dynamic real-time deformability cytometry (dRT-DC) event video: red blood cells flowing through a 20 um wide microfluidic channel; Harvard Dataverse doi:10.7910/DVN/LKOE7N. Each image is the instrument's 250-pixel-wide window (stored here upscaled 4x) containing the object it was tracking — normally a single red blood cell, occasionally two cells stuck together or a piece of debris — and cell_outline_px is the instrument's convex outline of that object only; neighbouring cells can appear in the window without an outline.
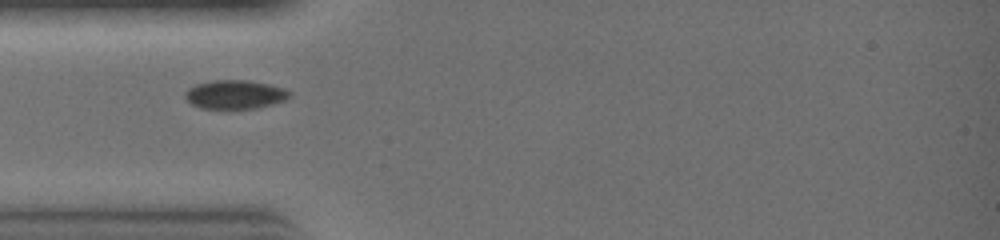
{"species": "common noctule bat (a hibernating species)", "species_latin": "Nyctalus noctula", "temperature_condition": "warm", "stored_images_in_passage": 22, "camera_frame_rate_fps": 3000, "um_per_image_px": 0.085, "animal": {"sex": "female", "body_mass_g": 19.0, "forearm_length_mm": 51.5}, "frame": {"image": 1, "passage_image": 1, "time_ms": 0.0, "image_size_px": [1000, 240], "cell_outline_px": [[292, 96], [284, 100], [272, 104], [256, 108], [200, 108], [192, 104], [184, 96], [184, 92], [188, 88], [196, 84], [212, 80], [248, 80], [268, 84], [284, 88], [292, 92]], "centroid_in_image_um": [19.98, 8.02], "position_along_channel_um": 65.0, "area_um2": 17.51}}
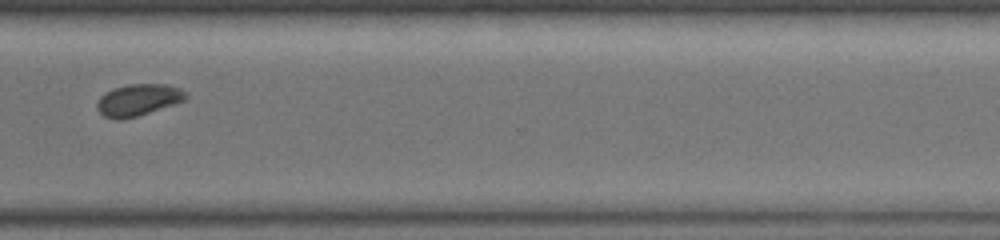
{"frame": {"image": 2, "passage_image": 15, "time_ms": 4.667, "image_size_px": [1000, 240], "cell_outline_px": [[188, 96], [184, 100], [176, 104], [136, 116], [120, 120], [116, 120], [104, 116], [96, 108], [96, 104], [100, 96], [104, 92], [112, 88], [128, 84], [164, 84], [180, 88], [188, 92]], "centroid_in_image_um": [11.74, 8.48], "position_along_channel_um": 358.9, "area_um2": 16.59}}
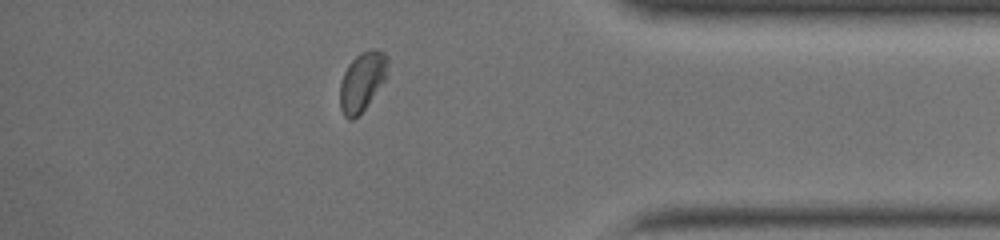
{"frame": {"image": 3, "passage_image": 18, "time_ms": 5.667, "image_size_px": [1000, 240], "cell_outline_px": [[388, 64], [384, 80], [364, 108], [352, 120], [348, 120], [344, 116], [340, 108], [340, 84], [344, 72], [348, 64], [360, 52], [372, 48], [384, 52], [388, 56]], "centroid_in_image_um": [30.76, 6.89], "position_along_channel_um": 404.4, "area_um2": 16.18}}